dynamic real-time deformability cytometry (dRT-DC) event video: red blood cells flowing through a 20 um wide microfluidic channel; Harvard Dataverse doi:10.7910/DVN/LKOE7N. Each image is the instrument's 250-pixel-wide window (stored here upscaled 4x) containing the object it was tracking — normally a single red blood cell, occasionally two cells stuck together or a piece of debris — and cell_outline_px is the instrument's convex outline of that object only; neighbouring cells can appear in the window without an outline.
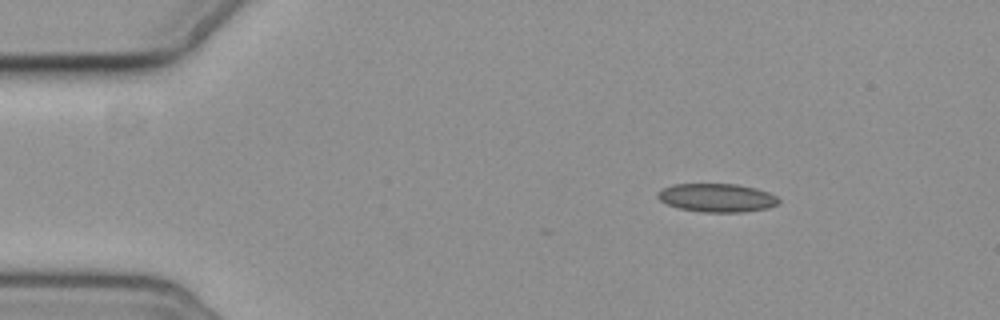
{"species": "common noctule bat (a hibernating species)", "species_latin": "Nyctalus noctula", "temperature_condition": "cold", "stored_images_in_passage": 5, "camera_frame_rate_fps": 3000, "um_per_image_px": 0.085, "animal": {"sex": "female", "body_mass_g": 19.3, "forearm_length_mm": 54.1}, "frame": {"image": 1, "passage_image": 2, "time_ms": 1.333, "image_size_px": [1000, 320], "cell_outline_px": [[780, 204], [768, 208], [744, 212], [704, 212], [680, 208], [668, 204], [660, 200], [656, 196], [656, 192], [672, 184], [736, 184], [756, 188], [768, 192], [776, 196], [780, 200]], "centroid_in_image_um": [60.96, 16.81], "position_along_channel_um": 24.0, "area_um2": 20.11}}
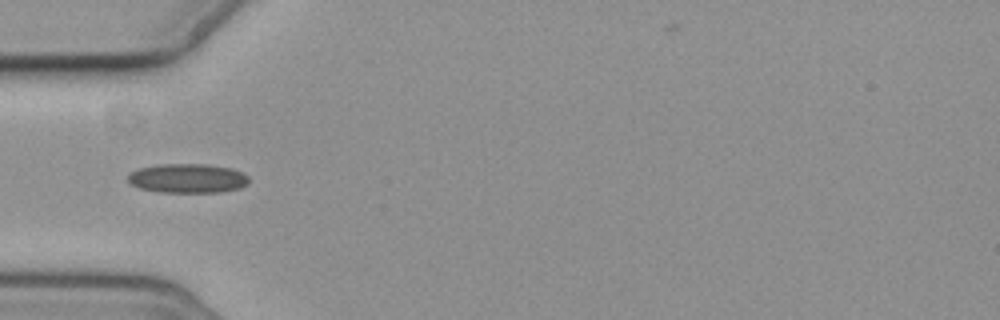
{"frame": {"image": 2, "passage_image": 5, "time_ms": 4.667, "image_size_px": [1000, 320], "cell_outline_px": [[248, 180], [240, 188], [216, 192], [160, 192], [140, 188], [132, 184], [128, 180], [128, 176], [132, 172], [140, 168], [160, 164], [208, 164], [232, 168], [248, 176]], "centroid_in_image_um": [15.94, 15.15], "position_along_channel_um": 69.1, "area_um2": 20.35}}